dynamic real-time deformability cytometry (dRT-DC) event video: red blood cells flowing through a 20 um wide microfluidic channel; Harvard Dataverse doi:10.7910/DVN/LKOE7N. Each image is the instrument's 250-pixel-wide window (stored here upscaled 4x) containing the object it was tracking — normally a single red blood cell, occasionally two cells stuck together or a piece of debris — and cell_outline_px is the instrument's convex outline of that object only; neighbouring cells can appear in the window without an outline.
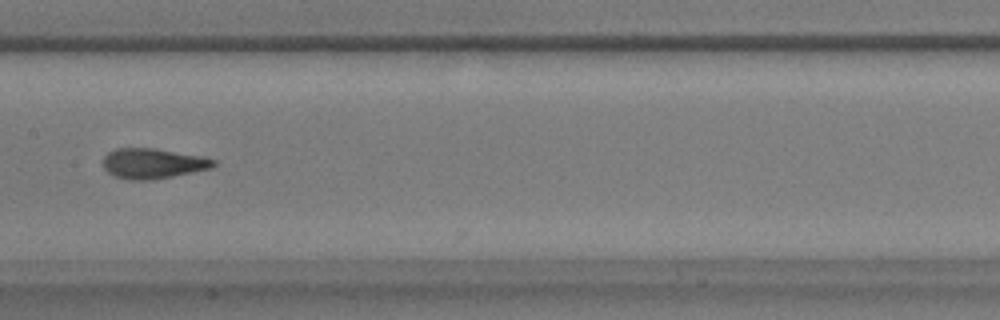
{"species": "common noctule bat (a hibernating species)", "species_latin": "Nyctalus noctula", "temperature_condition": "warm", "stored_images_in_passage": 30, "camera_frame_rate_fps": 3000, "um_per_image_px": 0.085, "animal": {"sex": "male", "body_mass_g": 17.9}, "frame": {"image": 1, "passage_image": 11, "time_ms": 3.333, "image_size_px": [1000, 320], "cell_outline_px": [[216, 164], [212, 168], [172, 176], [148, 180], [132, 180], [116, 176], [108, 172], [104, 168], [104, 156], [108, 152], [116, 148], [156, 148], [200, 156], [216, 160]], "centroid_in_image_um": [13.0, 13.88], "position_along_channel_um": 194.4, "area_um2": 19.25}}